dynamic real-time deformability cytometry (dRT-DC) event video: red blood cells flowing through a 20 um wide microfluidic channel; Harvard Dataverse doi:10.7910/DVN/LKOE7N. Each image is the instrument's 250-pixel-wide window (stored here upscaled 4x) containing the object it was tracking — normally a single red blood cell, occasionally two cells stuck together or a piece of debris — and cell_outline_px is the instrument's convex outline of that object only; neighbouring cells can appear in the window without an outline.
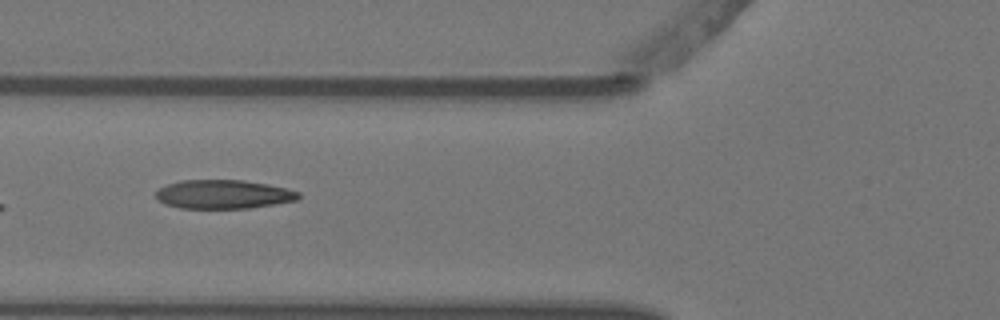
{"species": "Egyptian fruit bat (a non-hibernating species)", "species_latin": "Rousettus aegyptiacus", "temperature_condition": "warm", "stored_images_in_passage": 8, "camera_frame_rate_fps": 3000, "um_per_image_px": 0.085, "animal": {"sex": "female"}, "frame": {"image": 1, "passage_image": 7, "time_ms": 2.0, "image_size_px": [1000, 320], "cell_outline_px": [[300, 200], [248, 208], [180, 208], [164, 204], [156, 200], [156, 192], [160, 188], [168, 184], [180, 180], [244, 180], [268, 184], [300, 192]], "centroid_in_image_um": [18.98, 16.52], "position_along_channel_um": 106.8, "area_um2": 24.04}}
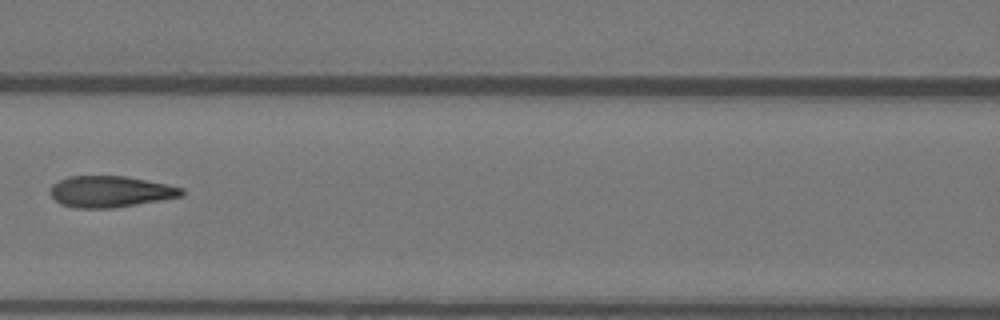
{"frame": {"image": 2, "passage_image": 8, "time_ms": 2.333, "image_size_px": [1000, 320], "cell_outline_px": [[184, 196], [112, 208], [76, 208], [60, 204], [52, 196], [52, 184], [68, 176], [124, 176], [168, 184], [184, 188]], "centroid_in_image_um": [9.41, 16.28], "position_along_channel_um": 157.2, "area_um2": 23.81}}